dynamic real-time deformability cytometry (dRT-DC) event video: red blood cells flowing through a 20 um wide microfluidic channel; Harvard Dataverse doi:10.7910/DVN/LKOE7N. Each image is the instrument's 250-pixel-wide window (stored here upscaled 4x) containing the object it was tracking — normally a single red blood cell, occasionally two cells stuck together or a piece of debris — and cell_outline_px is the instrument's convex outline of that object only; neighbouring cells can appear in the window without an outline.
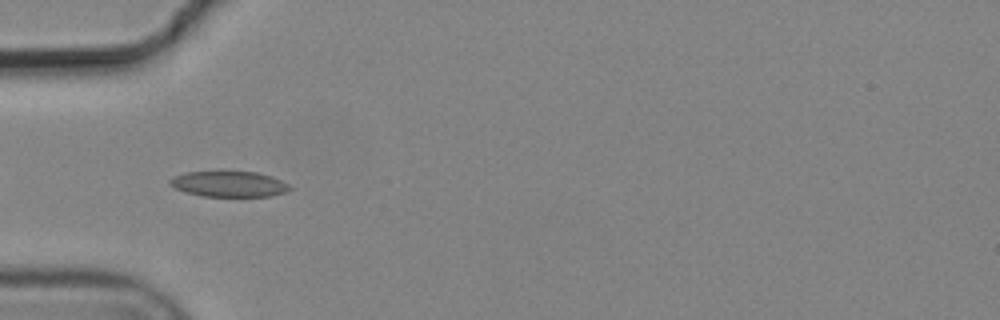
{"species": "common noctule bat (a hibernating species)", "species_latin": "Nyctalus noctula", "temperature_condition": "cold", "stored_images_in_passage": 12, "camera_frame_rate_fps": 3000, "um_per_image_px": 0.085, "animal": {"sex": "male", "body_mass_g": 19.2, "forearm_length_mm": 51.8}, "frame": {"image": 1, "passage_image": 6, "time_ms": 1.667, "image_size_px": [1000, 320], "cell_outline_px": [[292, 188], [288, 192], [272, 196], [200, 196], [184, 192], [168, 184], [168, 180], [172, 176], [188, 172], [256, 172], [272, 176], [288, 184]], "centroid_in_image_um": [19.46, 15.65], "position_along_channel_um": 65.5, "area_um2": 17.98}}
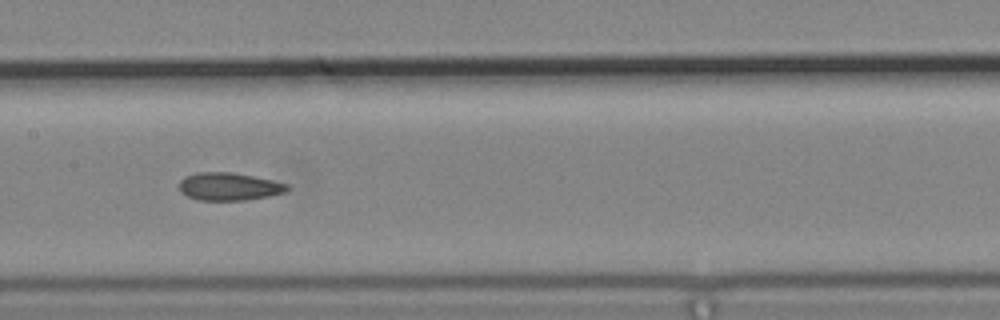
{"frame": {"image": 2, "passage_image": 9, "time_ms": 2.667, "image_size_px": [1000, 320], "cell_outline_px": [[292, 188], [284, 192], [268, 196], [244, 200], [196, 200], [180, 192], [180, 180], [184, 176], [196, 172], [232, 172], [272, 180], [288, 184]], "centroid_in_image_um": [19.45, 15.85], "position_along_channel_um": 187.9, "area_um2": 17.51}}
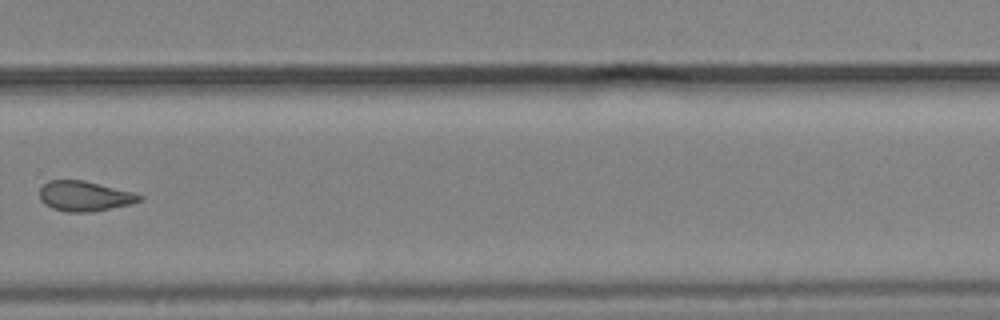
{"frame": {"image": 3, "passage_image": 12, "time_ms": 3.667, "image_size_px": [1000, 320], "cell_outline_px": [[144, 196], [140, 200], [132, 204], [88, 212], [68, 212], [52, 208], [44, 204], [40, 200], [40, 188], [48, 180], [84, 180], [132, 192]], "centroid_in_image_um": [7.16, 16.66], "position_along_channel_um": 322.6, "area_um2": 17.4}}